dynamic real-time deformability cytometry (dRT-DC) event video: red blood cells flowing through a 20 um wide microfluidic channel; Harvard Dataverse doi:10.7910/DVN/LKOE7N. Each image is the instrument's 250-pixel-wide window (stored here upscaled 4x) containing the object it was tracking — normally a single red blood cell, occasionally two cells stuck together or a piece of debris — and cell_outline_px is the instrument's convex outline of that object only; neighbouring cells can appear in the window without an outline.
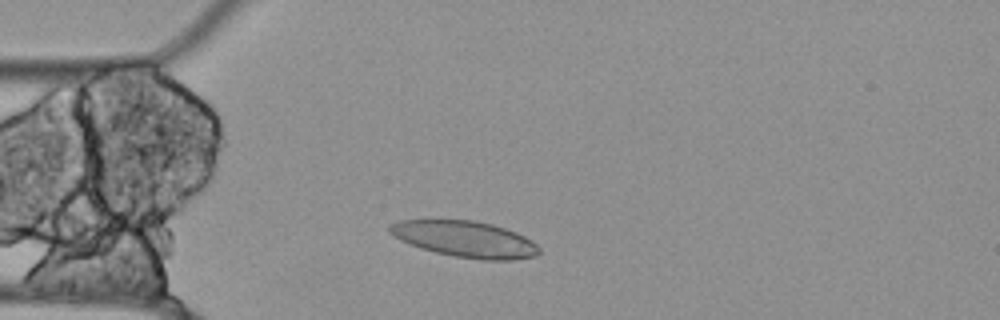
{"species": "Egyptian fruit bat (a non-hibernating species)", "species_latin": "Rousettus aegyptiacus", "temperature_condition": "cold", "stored_images_in_passage": 49, "camera_frame_rate_fps": 3000, "um_per_image_px": 0.085, "animal": {"sex": "female"}, "frame": {"image": 1, "passage_image": 7, "time_ms": 2.0, "image_size_px": [1000, 320], "cell_outline_px": [[540, 252], [532, 256], [512, 260], [484, 260], [456, 256], [436, 252], [420, 248], [400, 240], [388, 232], [388, 224], [400, 220], [472, 220], [492, 224], [516, 232], [532, 240], [540, 248]], "centroid_in_image_um": [39.51, 20.32], "position_along_channel_um": 45.5, "area_um2": 31.39}}
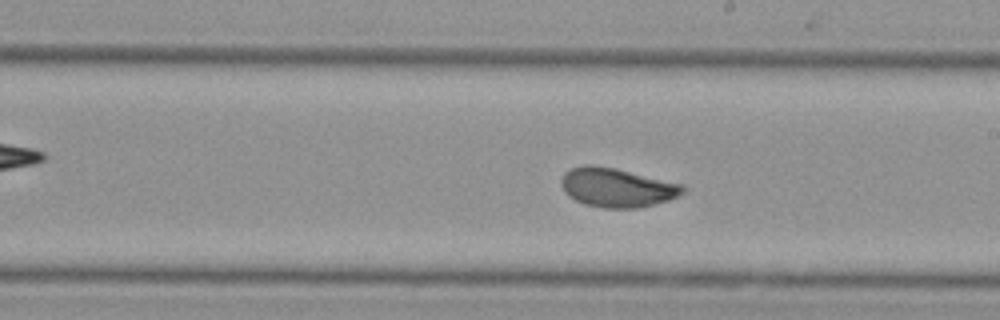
{"frame": {"image": 2, "passage_image": 24, "time_ms": 7.667, "image_size_px": [1000, 320], "cell_outline_px": [[684, 192], [668, 200], [636, 208], [604, 208], [584, 204], [568, 196], [564, 192], [560, 184], [560, 180], [564, 172], [572, 168], [584, 164], [592, 164], [616, 168], [684, 184]], "centroid_in_image_um": [52.39, 15.92], "position_along_channel_um": 236.6, "area_um2": 27.8}}
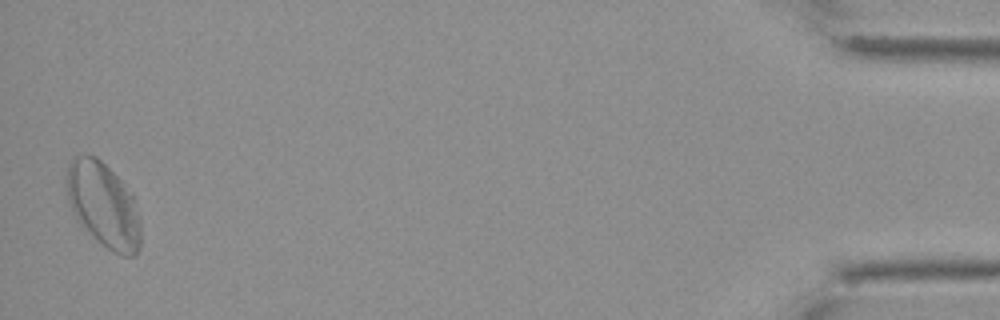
{"frame": {"image": 3, "passage_image": 48, "time_ms": 15.667, "image_size_px": [1000, 320], "cell_outline_px": [[140, 248], [136, 256], [120, 256], [112, 252], [80, 224], [76, 220], [68, 200], [68, 164], [72, 156], [96, 156], [132, 192], [140, 220]], "centroid_in_image_um": [8.82, 17.45], "position_along_channel_um": 426.4, "area_um2": 36.3}}